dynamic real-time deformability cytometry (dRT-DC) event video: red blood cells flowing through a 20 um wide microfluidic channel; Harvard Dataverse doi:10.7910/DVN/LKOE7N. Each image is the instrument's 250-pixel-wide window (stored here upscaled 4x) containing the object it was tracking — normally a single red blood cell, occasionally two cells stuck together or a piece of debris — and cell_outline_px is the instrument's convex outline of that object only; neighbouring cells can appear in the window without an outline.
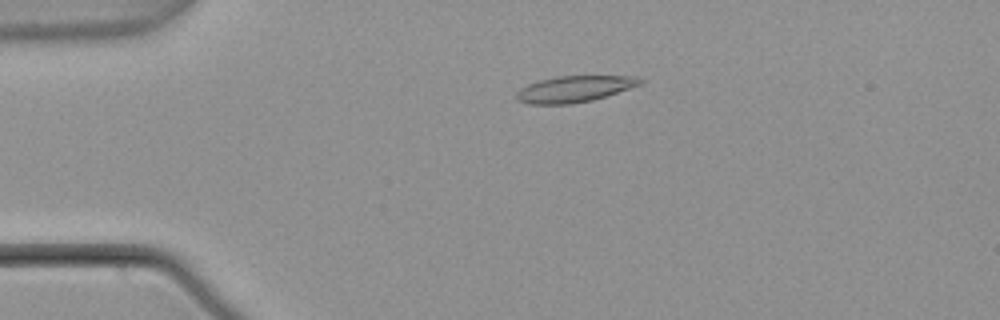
{"species": "common noctule bat (a hibernating species)", "species_latin": "Nyctalus noctula", "temperature_condition": "warm", "stored_images_in_passage": 5, "segment_of_instrument_passage": [1, 2], "camera_frame_rate_fps": 3000, "um_per_image_px": 0.085, "animal": {"sex": "male", "body_mass_g": 21.5, "forearm_length_mm": 52.0}, "frame": {"image": 1, "passage_image": 4, "time_ms": 1.0, "image_size_px": [1000, 320], "cell_outline_px": [[644, 84], [592, 100], [568, 104], [528, 104], [516, 100], [516, 92], [520, 88], [528, 84], [540, 80], [560, 76], [636, 76], [644, 80]], "centroid_in_image_um": [48.83, 7.56], "position_along_channel_um": 36.2, "area_um2": 18.96}}